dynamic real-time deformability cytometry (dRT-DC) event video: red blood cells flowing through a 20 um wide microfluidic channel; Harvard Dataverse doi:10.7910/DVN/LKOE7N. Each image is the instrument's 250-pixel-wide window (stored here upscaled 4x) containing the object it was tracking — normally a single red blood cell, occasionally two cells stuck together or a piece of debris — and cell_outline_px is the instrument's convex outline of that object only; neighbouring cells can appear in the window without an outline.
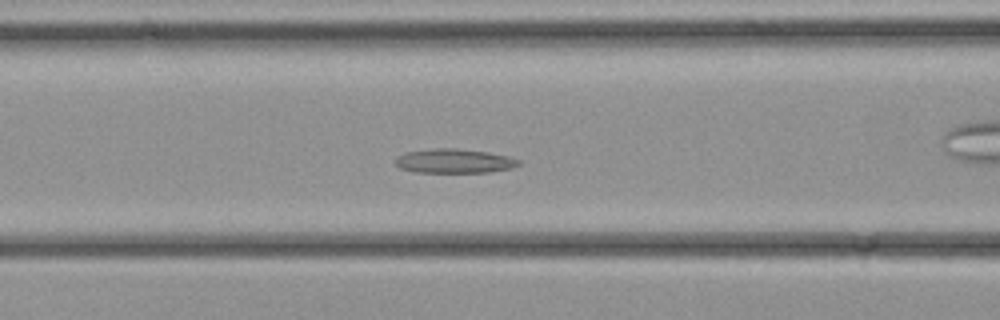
{"species": "common noctule bat (a hibernating species)", "species_latin": "Nyctalus noctula", "temperature_condition": "cold", "stored_images_in_passage": 29, "camera_frame_rate_fps": 3000, "um_per_image_px": 0.085, "animal": {"sex": "female", "body_mass_g": 21.9}, "frame": {"image": 1, "passage_image": 8, "time_ms": 2.333, "image_size_px": [1000, 320], "cell_outline_px": [[520, 164], [512, 168], [488, 172], [416, 172], [400, 168], [396, 164], [396, 156], [404, 152], [432, 148], [456, 148], [488, 152], [508, 156], [520, 160]], "centroid_in_image_um": [38.6, 13.67], "position_along_channel_um": 128.0, "area_um2": 17.46}}
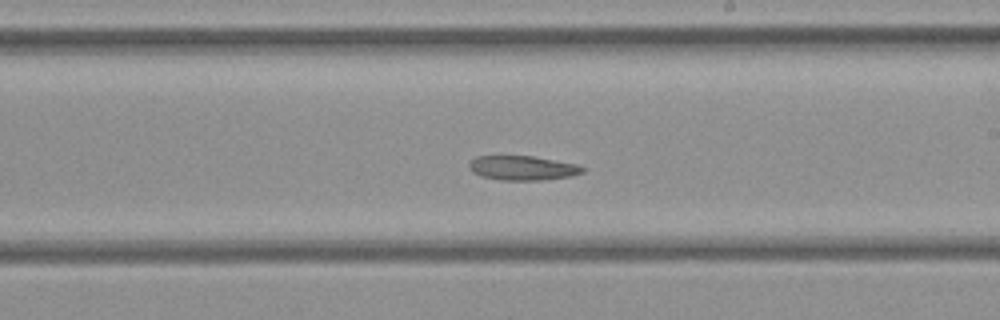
{"frame": {"image": 2, "passage_image": 14, "time_ms": 4.333, "image_size_px": [1000, 320], "cell_outline_px": [[584, 172], [572, 176], [540, 180], [500, 180], [480, 176], [472, 172], [468, 164], [476, 156], [532, 156], [580, 164], [584, 168]], "centroid_in_image_um": [44.44, 14.28], "position_along_channel_um": 244.6, "area_um2": 16.24}}
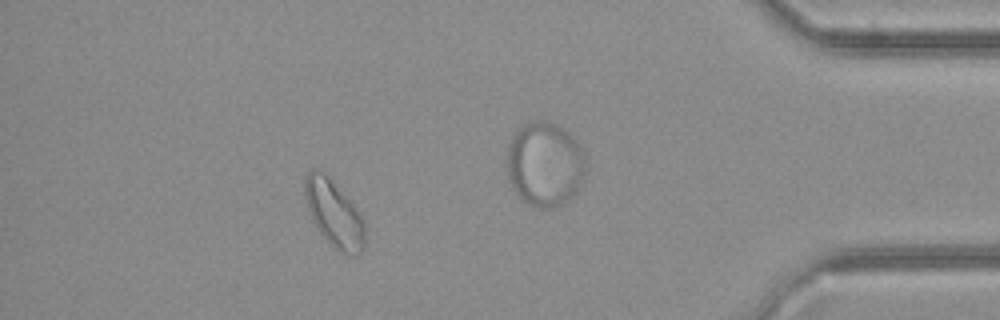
{"frame": {"image": 3, "passage_image": 25, "time_ms": 8.0, "image_size_px": [1000, 320], "cell_outline_px": [[364, 248], [356, 256], [348, 256], [332, 248], [320, 232], [312, 220], [304, 196], [304, 176], [312, 168], [320, 168], [352, 200], [360, 212], [364, 220]], "centroid_in_image_um": [28.39, 18.14], "position_along_channel_um": 406.8, "area_um2": 24.04}}